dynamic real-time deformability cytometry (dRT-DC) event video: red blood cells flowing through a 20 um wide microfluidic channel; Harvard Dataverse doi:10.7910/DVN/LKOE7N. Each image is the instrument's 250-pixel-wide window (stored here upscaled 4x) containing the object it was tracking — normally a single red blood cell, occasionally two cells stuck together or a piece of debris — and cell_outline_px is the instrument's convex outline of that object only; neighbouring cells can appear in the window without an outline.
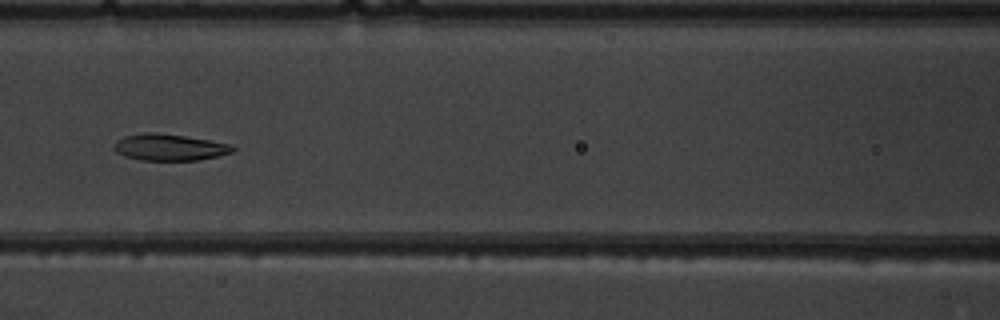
{"species": "common noctule bat (a hibernating species)", "species_latin": "Nyctalus noctula", "temperature_condition": "warm", "stored_images_in_passage": 6, "camera_frame_rate_fps": 3000, "um_per_image_px": 0.085, "animal": {"sex": "male", "body_mass_g": 19.5, "forearm_length_mm": 54.6}, "frame": {"image": 1, "passage_image": 6, "time_ms": 6.667, "image_size_px": [1000, 320], "cell_outline_px": [[236, 148], [232, 152], [200, 160], [140, 160], [124, 156], [116, 152], [112, 148], [112, 144], [116, 140], [124, 136], [148, 132], [156, 132], [184, 136], [208, 140], [228, 144]], "centroid_in_image_um": [14.33, 12.52], "position_along_channel_um": 152.3, "area_um2": 18.32}}